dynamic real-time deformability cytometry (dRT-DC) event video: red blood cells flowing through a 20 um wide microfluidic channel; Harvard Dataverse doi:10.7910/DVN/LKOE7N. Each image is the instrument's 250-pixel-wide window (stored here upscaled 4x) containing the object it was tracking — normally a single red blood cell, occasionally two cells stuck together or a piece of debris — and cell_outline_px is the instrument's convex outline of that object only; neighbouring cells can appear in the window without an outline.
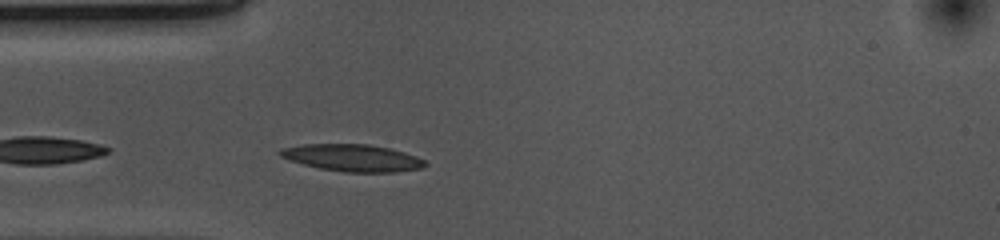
{"species": "common noctule bat (a hibernating species)", "species_latin": "Nyctalus noctula", "temperature_condition": "cold", "stored_images_in_passage": 10, "camera_frame_rate_fps": 3000, "um_per_image_px": 0.085, "animal": {"sex": "female", "body_mass_g": 10.0, "forearm_length_mm": 53.1}, "frame": {"image": 1, "passage_image": 2, "time_ms": 0.333, "image_size_px": [1000, 240], "cell_outline_px": [[428, 164], [420, 168], [396, 172], [344, 172], [320, 168], [304, 164], [280, 156], [276, 152], [280, 148], [304, 144], [368, 144], [388, 148], [404, 152], [416, 156], [424, 160]], "centroid_in_image_um": [29.95, 13.41], "position_along_channel_um": 55.1, "area_um2": 22.72}}
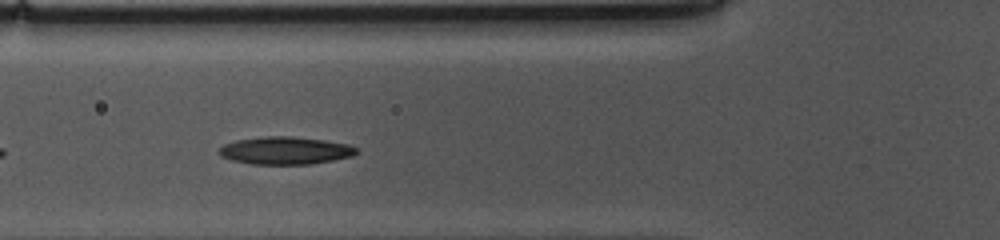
{"frame": {"image": 2, "passage_image": 6, "time_ms": 1.667, "image_size_px": [1000, 240], "cell_outline_px": [[360, 152], [352, 156], [312, 164], [252, 164], [232, 160], [220, 156], [220, 148], [224, 144], [236, 140], [268, 136], [292, 136], [324, 140], [348, 144], [356, 148]], "centroid_in_image_um": [24.27, 12.8], "position_along_channel_um": 101.5, "area_um2": 22.02}}